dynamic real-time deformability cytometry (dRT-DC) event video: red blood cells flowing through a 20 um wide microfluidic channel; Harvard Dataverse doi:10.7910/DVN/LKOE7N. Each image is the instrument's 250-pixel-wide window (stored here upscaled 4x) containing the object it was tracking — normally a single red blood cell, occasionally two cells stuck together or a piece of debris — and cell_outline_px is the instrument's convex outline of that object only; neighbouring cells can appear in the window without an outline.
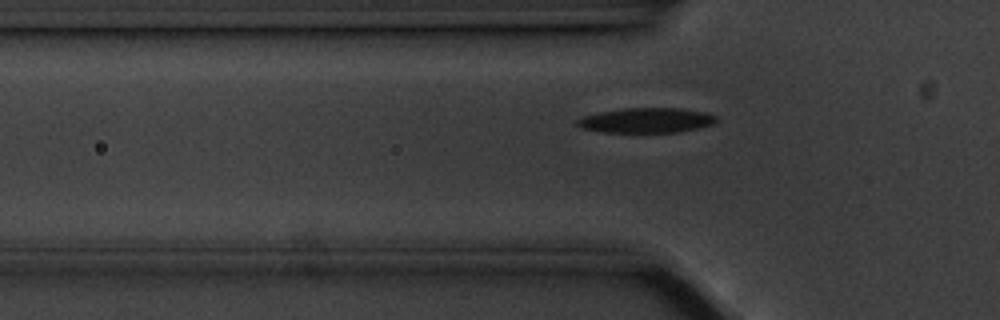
{"species": "common noctule bat (a hibernating species)", "species_latin": "Nyctalus noctula", "temperature_condition": "cold", "stored_images_in_passage": 37, "camera_frame_rate_fps": 3000, "um_per_image_px": 0.085, "animal": {"sex": "male", "body_mass_g": 20.1, "forearm_length_mm": 53.5}, "frame": {"image": 1, "passage_image": 4, "time_ms": 1.0, "image_size_px": [1000, 320], "cell_outline_px": [[716, 124], [680, 132], [600, 132], [580, 128], [576, 124], [576, 120], [584, 116], [600, 112], [624, 108], [680, 108], [704, 112], [716, 116]], "centroid_in_image_um": [54.94, 10.23], "position_along_channel_um": 70.9, "area_um2": 20.29}}
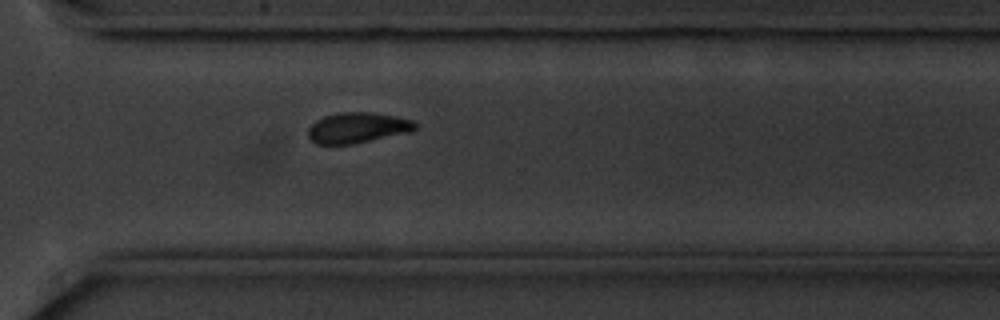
{"frame": {"image": 2, "passage_image": 27, "time_ms": 8.667, "image_size_px": [1000, 320], "cell_outline_px": [[420, 124], [412, 132], [352, 144], [316, 144], [308, 136], [308, 128], [316, 120], [324, 116], [340, 112], [372, 112], [396, 116], [412, 120]], "centroid_in_image_um": [30.43, 10.85], "position_along_channel_um": 340.2, "area_um2": 19.25}}
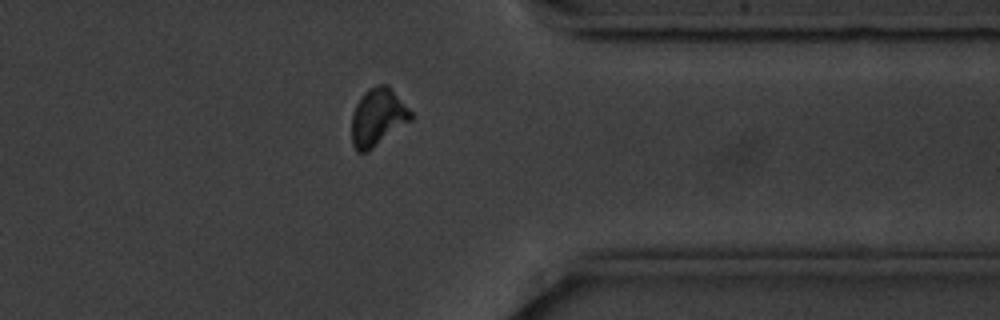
{"frame": {"image": 3, "passage_image": 31, "time_ms": 10.0, "image_size_px": [1000, 320], "cell_outline_px": [[412, 120], [368, 152], [356, 152], [352, 144], [352, 116], [356, 104], [360, 96], [368, 88], [376, 84], [388, 84], [412, 112]], "centroid_in_image_um": [32.11, 9.96], "position_along_channel_um": 379.3, "area_um2": 20.06}, "authors_computed_cell_mechanics": {"area_um2": 19.7098, "velocity_mm_per_s": 3.5055, "shape_relaxation_time_tau1_ms": 2.5571, "shape_relaxation_time_tau2_ms": 5.9141, "deformation_change_tau1": 0.1222, "deformation_change_tau2": 0.1178}}